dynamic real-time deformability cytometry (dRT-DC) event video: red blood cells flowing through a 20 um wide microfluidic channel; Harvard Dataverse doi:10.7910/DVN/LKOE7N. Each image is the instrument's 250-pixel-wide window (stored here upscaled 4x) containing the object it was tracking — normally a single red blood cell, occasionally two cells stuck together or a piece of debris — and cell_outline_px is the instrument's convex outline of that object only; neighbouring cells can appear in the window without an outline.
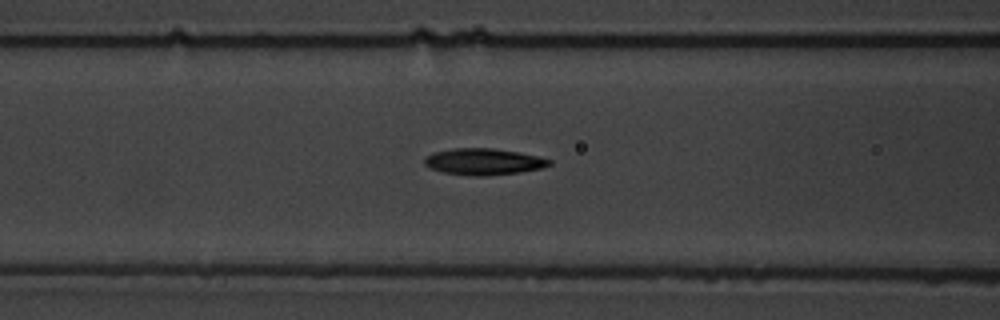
{"species": "common noctule bat (a hibernating species)", "species_latin": "Nyctalus noctula", "temperature_condition": "warm", "stored_images_in_passage": 6, "segment_of_instrument_passage": [2, 2], "camera_frame_rate_fps": 3000, "um_per_image_px": 0.085, "animal": {"sex": "male", "body_mass_g": 19.5, "forearm_length_mm": 54.6}, "frame": {"image": 1, "passage_image": 6, "time_ms": 6.0, "image_size_px": [1000, 320], "cell_outline_px": [[552, 164], [544, 168], [520, 172], [484, 176], [472, 176], [444, 172], [432, 168], [424, 164], [424, 160], [432, 152], [452, 148], [492, 148], [520, 152], [552, 160]], "centroid_in_image_um": [41.14, 13.74], "position_along_channel_um": 125.5, "area_um2": 19.25}}